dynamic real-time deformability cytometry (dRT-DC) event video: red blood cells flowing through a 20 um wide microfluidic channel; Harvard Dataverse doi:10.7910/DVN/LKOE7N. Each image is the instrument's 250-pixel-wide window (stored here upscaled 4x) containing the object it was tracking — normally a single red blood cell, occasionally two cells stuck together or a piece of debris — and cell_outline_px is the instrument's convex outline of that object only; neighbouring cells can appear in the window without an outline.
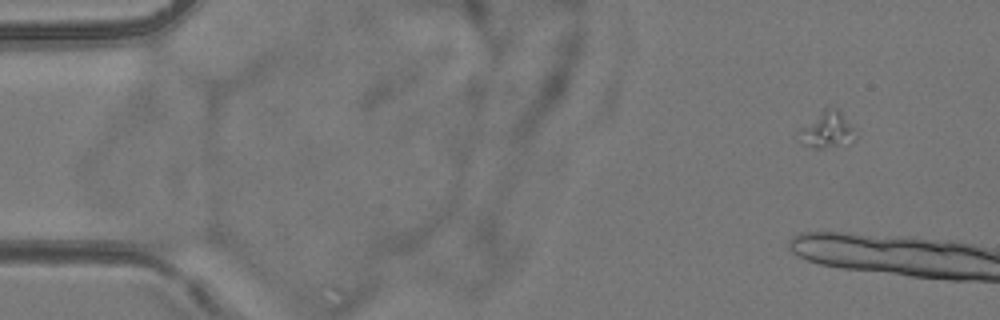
{"species": "common noctule bat (a hibernating species)", "species_latin": "Nyctalus noctula", "temperature_condition": "room temperature", "stored_images_in_passage": 5, "camera_frame_rate_fps": 3000, "um_per_image_px": 0.085, "animal": {"sex": "female", "body_mass_g": 24.6, "forearm_length_mm": 56.2}, "frame": {"image": 1, "passage_image": 1, "time_ms": 0.0, "image_size_px": [1000, 320], "cell_outline_px": [[860, 136], [856, 140], [848, 144], [820, 148], [816, 148], [804, 144], [796, 140], [800, 128], [824, 108], [836, 108], [856, 128]], "centroid_in_image_um": [70.36, 11.06], "position_along_channel_um": 14.6, "area_um2": 12.31}}